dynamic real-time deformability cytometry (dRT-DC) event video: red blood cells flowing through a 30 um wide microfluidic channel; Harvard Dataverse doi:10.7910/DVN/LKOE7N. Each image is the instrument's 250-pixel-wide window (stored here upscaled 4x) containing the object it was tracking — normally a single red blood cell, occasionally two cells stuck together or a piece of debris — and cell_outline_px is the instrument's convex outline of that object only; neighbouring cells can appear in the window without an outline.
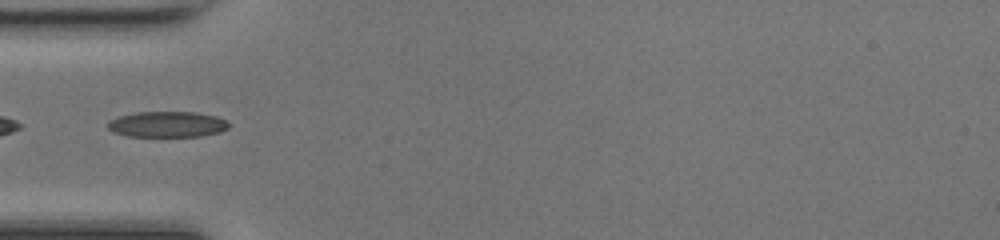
{"species": "common noctule bat (a hibernating species)", "species_latin": "Nyctalus noctula", "temperature_condition": "room temperature", "stored_images_in_passage": 33, "camera_frame_rate_fps": 3000, "um_per_image_px": 0.085, "animal": {"sex": "female", "body_mass_g": 17.0, "forearm_length_mm": 48.0}, "frame": {"image": 1, "passage_image": 1, "time_ms": 0.0, "image_size_px": [1000, 240], "cell_outline_px": [[228, 128], [220, 132], [200, 136], [128, 136], [112, 132], [108, 128], [108, 120], [120, 116], [136, 112], [196, 112], [216, 116], [228, 120]], "centroid_in_image_um": [14.22, 10.56], "position_along_channel_um": 70.8, "area_um2": 18.21}}
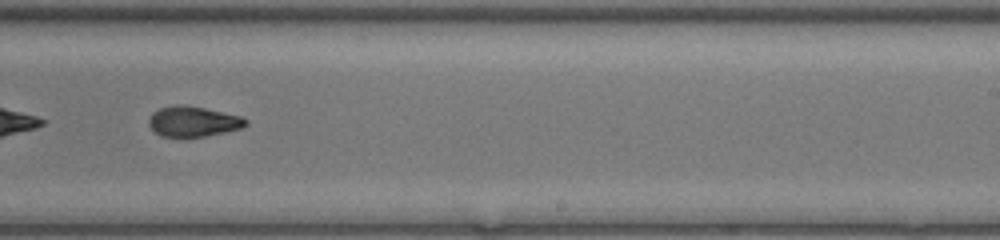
{"frame": {"image": 2, "passage_image": 15, "time_ms": 4.667, "image_size_px": [1000, 240], "cell_outline_px": [[248, 124], [240, 128], [224, 132], [204, 136], [160, 136], [148, 124], [148, 120], [152, 112], [160, 108], [180, 104], [204, 108], [240, 116], [248, 120]], "centroid_in_image_um": [16.4, 10.32], "position_along_channel_um": 272.6, "area_um2": 16.82}}